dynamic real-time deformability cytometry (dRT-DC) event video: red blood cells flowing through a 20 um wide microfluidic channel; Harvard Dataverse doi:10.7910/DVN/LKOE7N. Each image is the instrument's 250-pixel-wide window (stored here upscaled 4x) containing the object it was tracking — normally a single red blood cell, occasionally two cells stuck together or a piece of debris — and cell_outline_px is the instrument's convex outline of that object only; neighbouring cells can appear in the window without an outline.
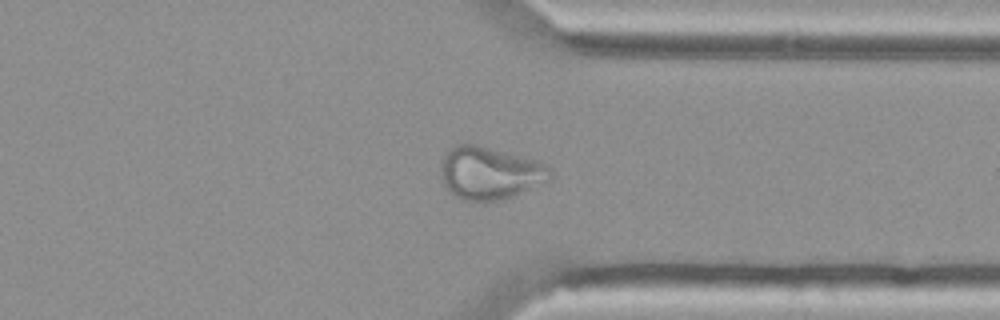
{"species": "Egyptian fruit bat (a non-hibernating species)", "species_latin": "Rousettus aegyptiacus", "temperature_condition": "cold", "stored_images_in_passage": 43, "camera_frame_rate_fps": 3000, "um_per_image_px": 0.085, "animal": {"sex": "female"}, "frame": {"image": 1, "passage_image": 30, "time_ms": 9.667, "image_size_px": [1000, 320], "cell_outline_px": [[552, 180], [512, 196], [496, 200], [464, 200], [448, 192], [444, 188], [440, 176], [440, 168], [444, 152], [456, 144], [476, 144], [536, 160], [552, 168]], "centroid_in_image_um": [41.61, 14.7], "position_along_channel_um": 369.8, "area_um2": 33.76}}
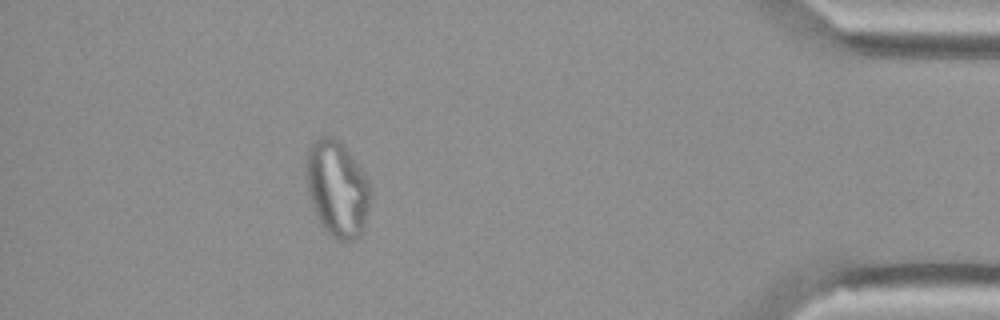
{"frame": {"image": 2, "passage_image": 37, "time_ms": 12.0, "image_size_px": [1000, 320], "cell_outline_px": [[372, 200], [364, 232], [360, 236], [344, 244], [336, 240], [324, 228], [312, 208], [308, 196], [304, 164], [308, 148], [320, 136], [332, 136], [340, 140], [344, 144], [364, 172], [368, 180]], "centroid_in_image_um": [28.67, 16.06], "position_along_channel_um": 406.5, "area_um2": 37.11}}